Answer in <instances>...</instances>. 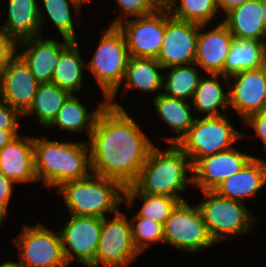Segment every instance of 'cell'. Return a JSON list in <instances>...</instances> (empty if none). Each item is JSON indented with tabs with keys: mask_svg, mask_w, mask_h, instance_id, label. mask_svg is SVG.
<instances>
[{
	"mask_svg": "<svg viewBox=\"0 0 266 267\" xmlns=\"http://www.w3.org/2000/svg\"><path fill=\"white\" fill-rule=\"evenodd\" d=\"M152 98V103L160 119L177 134L170 137H160L161 140L169 144H178L189 132L196 118L192 113L190 102L166 96L164 93H159Z\"/></svg>",
	"mask_w": 266,
	"mask_h": 267,
	"instance_id": "cell-22",
	"label": "cell"
},
{
	"mask_svg": "<svg viewBox=\"0 0 266 267\" xmlns=\"http://www.w3.org/2000/svg\"><path fill=\"white\" fill-rule=\"evenodd\" d=\"M264 56V60H263V68L265 69L266 71V55H263Z\"/></svg>",
	"mask_w": 266,
	"mask_h": 267,
	"instance_id": "cell-47",
	"label": "cell"
},
{
	"mask_svg": "<svg viewBox=\"0 0 266 267\" xmlns=\"http://www.w3.org/2000/svg\"><path fill=\"white\" fill-rule=\"evenodd\" d=\"M254 156L232 147L199 159L193 165V185L199 190H214L223 180L239 172Z\"/></svg>",
	"mask_w": 266,
	"mask_h": 267,
	"instance_id": "cell-16",
	"label": "cell"
},
{
	"mask_svg": "<svg viewBox=\"0 0 266 267\" xmlns=\"http://www.w3.org/2000/svg\"><path fill=\"white\" fill-rule=\"evenodd\" d=\"M222 22L234 38L263 40L261 0H250L228 12Z\"/></svg>",
	"mask_w": 266,
	"mask_h": 267,
	"instance_id": "cell-26",
	"label": "cell"
},
{
	"mask_svg": "<svg viewBox=\"0 0 266 267\" xmlns=\"http://www.w3.org/2000/svg\"><path fill=\"white\" fill-rule=\"evenodd\" d=\"M16 53V42L0 28V69Z\"/></svg>",
	"mask_w": 266,
	"mask_h": 267,
	"instance_id": "cell-38",
	"label": "cell"
},
{
	"mask_svg": "<svg viewBox=\"0 0 266 267\" xmlns=\"http://www.w3.org/2000/svg\"><path fill=\"white\" fill-rule=\"evenodd\" d=\"M166 9L118 25L123 32L131 57L157 58L165 33Z\"/></svg>",
	"mask_w": 266,
	"mask_h": 267,
	"instance_id": "cell-13",
	"label": "cell"
},
{
	"mask_svg": "<svg viewBox=\"0 0 266 267\" xmlns=\"http://www.w3.org/2000/svg\"><path fill=\"white\" fill-rule=\"evenodd\" d=\"M15 182L7 178L0 172V205L5 206L9 210L10 200L14 193Z\"/></svg>",
	"mask_w": 266,
	"mask_h": 267,
	"instance_id": "cell-39",
	"label": "cell"
},
{
	"mask_svg": "<svg viewBox=\"0 0 266 267\" xmlns=\"http://www.w3.org/2000/svg\"><path fill=\"white\" fill-rule=\"evenodd\" d=\"M112 216L102 218L95 267H128L141 256L132 240L129 216L120 210Z\"/></svg>",
	"mask_w": 266,
	"mask_h": 267,
	"instance_id": "cell-10",
	"label": "cell"
},
{
	"mask_svg": "<svg viewBox=\"0 0 266 267\" xmlns=\"http://www.w3.org/2000/svg\"><path fill=\"white\" fill-rule=\"evenodd\" d=\"M80 54L78 42L67 39L51 79L52 83L71 94L80 91L83 87L85 75L83 71H86V62Z\"/></svg>",
	"mask_w": 266,
	"mask_h": 267,
	"instance_id": "cell-25",
	"label": "cell"
},
{
	"mask_svg": "<svg viewBox=\"0 0 266 267\" xmlns=\"http://www.w3.org/2000/svg\"><path fill=\"white\" fill-rule=\"evenodd\" d=\"M201 192L204 197L197 205L215 243L253 231L257 219L245 202L222 197L213 190Z\"/></svg>",
	"mask_w": 266,
	"mask_h": 267,
	"instance_id": "cell-6",
	"label": "cell"
},
{
	"mask_svg": "<svg viewBox=\"0 0 266 267\" xmlns=\"http://www.w3.org/2000/svg\"><path fill=\"white\" fill-rule=\"evenodd\" d=\"M7 20L2 28L16 42L42 35L39 0H8Z\"/></svg>",
	"mask_w": 266,
	"mask_h": 267,
	"instance_id": "cell-21",
	"label": "cell"
},
{
	"mask_svg": "<svg viewBox=\"0 0 266 267\" xmlns=\"http://www.w3.org/2000/svg\"><path fill=\"white\" fill-rule=\"evenodd\" d=\"M77 1H79L81 4H84V5H85L88 1L91 2L90 0H77Z\"/></svg>",
	"mask_w": 266,
	"mask_h": 267,
	"instance_id": "cell-48",
	"label": "cell"
},
{
	"mask_svg": "<svg viewBox=\"0 0 266 267\" xmlns=\"http://www.w3.org/2000/svg\"><path fill=\"white\" fill-rule=\"evenodd\" d=\"M132 240L137 251L142 253L153 244L163 243V224L150 218L141 217L137 213L130 218Z\"/></svg>",
	"mask_w": 266,
	"mask_h": 267,
	"instance_id": "cell-34",
	"label": "cell"
},
{
	"mask_svg": "<svg viewBox=\"0 0 266 267\" xmlns=\"http://www.w3.org/2000/svg\"><path fill=\"white\" fill-rule=\"evenodd\" d=\"M228 85L229 106L242 121L263 111L266 106V71L263 67L232 75Z\"/></svg>",
	"mask_w": 266,
	"mask_h": 267,
	"instance_id": "cell-14",
	"label": "cell"
},
{
	"mask_svg": "<svg viewBox=\"0 0 266 267\" xmlns=\"http://www.w3.org/2000/svg\"><path fill=\"white\" fill-rule=\"evenodd\" d=\"M71 95L65 89L60 88L55 83H41L38 86L35 97L30 107L23 113V117L35 116L37 122L48 127L56 118L57 113Z\"/></svg>",
	"mask_w": 266,
	"mask_h": 267,
	"instance_id": "cell-29",
	"label": "cell"
},
{
	"mask_svg": "<svg viewBox=\"0 0 266 267\" xmlns=\"http://www.w3.org/2000/svg\"><path fill=\"white\" fill-rule=\"evenodd\" d=\"M107 104V98H104L103 101L100 100L95 110L89 112L81 100L75 94H71L47 128L56 126L62 131L67 130L74 134H80L86 130V135L90 138L98 115Z\"/></svg>",
	"mask_w": 266,
	"mask_h": 267,
	"instance_id": "cell-24",
	"label": "cell"
},
{
	"mask_svg": "<svg viewBox=\"0 0 266 267\" xmlns=\"http://www.w3.org/2000/svg\"><path fill=\"white\" fill-rule=\"evenodd\" d=\"M140 127L126 109L107 104L88 139L92 173L132 185L155 145Z\"/></svg>",
	"mask_w": 266,
	"mask_h": 267,
	"instance_id": "cell-1",
	"label": "cell"
},
{
	"mask_svg": "<svg viewBox=\"0 0 266 267\" xmlns=\"http://www.w3.org/2000/svg\"><path fill=\"white\" fill-rule=\"evenodd\" d=\"M207 77H201L198 87L194 92L191 100L193 111L198 110V113L208 116H221L225 114L229 106V89L225 88V84L220 82L221 74H206ZM211 77V78H210ZM221 108L225 109L221 113Z\"/></svg>",
	"mask_w": 266,
	"mask_h": 267,
	"instance_id": "cell-27",
	"label": "cell"
},
{
	"mask_svg": "<svg viewBox=\"0 0 266 267\" xmlns=\"http://www.w3.org/2000/svg\"><path fill=\"white\" fill-rule=\"evenodd\" d=\"M262 5V17H263V33L266 37V0H261Z\"/></svg>",
	"mask_w": 266,
	"mask_h": 267,
	"instance_id": "cell-43",
	"label": "cell"
},
{
	"mask_svg": "<svg viewBox=\"0 0 266 267\" xmlns=\"http://www.w3.org/2000/svg\"><path fill=\"white\" fill-rule=\"evenodd\" d=\"M139 198L140 201L142 200V203H140L141 207L137 211V214L162 224L166 222L173 209L180 202L178 199L168 196L142 193L133 184L125 187L124 204L128 208H132L135 203L134 201Z\"/></svg>",
	"mask_w": 266,
	"mask_h": 267,
	"instance_id": "cell-31",
	"label": "cell"
},
{
	"mask_svg": "<svg viewBox=\"0 0 266 267\" xmlns=\"http://www.w3.org/2000/svg\"><path fill=\"white\" fill-rule=\"evenodd\" d=\"M166 148L164 151L157 145L151 148L133 185L142 193L186 201L181 195L193 186V165L177 144H169Z\"/></svg>",
	"mask_w": 266,
	"mask_h": 267,
	"instance_id": "cell-3",
	"label": "cell"
},
{
	"mask_svg": "<svg viewBox=\"0 0 266 267\" xmlns=\"http://www.w3.org/2000/svg\"><path fill=\"white\" fill-rule=\"evenodd\" d=\"M39 84L17 53L0 69V97L22 114L32 104Z\"/></svg>",
	"mask_w": 266,
	"mask_h": 267,
	"instance_id": "cell-15",
	"label": "cell"
},
{
	"mask_svg": "<svg viewBox=\"0 0 266 267\" xmlns=\"http://www.w3.org/2000/svg\"><path fill=\"white\" fill-rule=\"evenodd\" d=\"M101 33L97 49L89 62H86V69L94 77L108 104L126 109L115 101L130 57L126 39L118 26H108Z\"/></svg>",
	"mask_w": 266,
	"mask_h": 267,
	"instance_id": "cell-5",
	"label": "cell"
},
{
	"mask_svg": "<svg viewBox=\"0 0 266 267\" xmlns=\"http://www.w3.org/2000/svg\"><path fill=\"white\" fill-rule=\"evenodd\" d=\"M262 43H263V55H266V37H263Z\"/></svg>",
	"mask_w": 266,
	"mask_h": 267,
	"instance_id": "cell-46",
	"label": "cell"
},
{
	"mask_svg": "<svg viewBox=\"0 0 266 267\" xmlns=\"http://www.w3.org/2000/svg\"><path fill=\"white\" fill-rule=\"evenodd\" d=\"M242 123L253 129L256 137L263 142L264 151H266V116L262 113H256L250 115Z\"/></svg>",
	"mask_w": 266,
	"mask_h": 267,
	"instance_id": "cell-37",
	"label": "cell"
},
{
	"mask_svg": "<svg viewBox=\"0 0 266 267\" xmlns=\"http://www.w3.org/2000/svg\"><path fill=\"white\" fill-rule=\"evenodd\" d=\"M263 60L262 40L234 38L220 73L221 77L228 86L229 77L242 71L263 67Z\"/></svg>",
	"mask_w": 266,
	"mask_h": 267,
	"instance_id": "cell-28",
	"label": "cell"
},
{
	"mask_svg": "<svg viewBox=\"0 0 266 267\" xmlns=\"http://www.w3.org/2000/svg\"><path fill=\"white\" fill-rule=\"evenodd\" d=\"M266 185V160L253 157L239 172L223 180L213 191L218 195L244 202Z\"/></svg>",
	"mask_w": 266,
	"mask_h": 267,
	"instance_id": "cell-20",
	"label": "cell"
},
{
	"mask_svg": "<svg viewBox=\"0 0 266 267\" xmlns=\"http://www.w3.org/2000/svg\"><path fill=\"white\" fill-rule=\"evenodd\" d=\"M23 114L0 97V130H19Z\"/></svg>",
	"mask_w": 266,
	"mask_h": 267,
	"instance_id": "cell-36",
	"label": "cell"
},
{
	"mask_svg": "<svg viewBox=\"0 0 266 267\" xmlns=\"http://www.w3.org/2000/svg\"><path fill=\"white\" fill-rule=\"evenodd\" d=\"M8 212L9 211L5 206L0 205V227L6 220L7 216H9Z\"/></svg>",
	"mask_w": 266,
	"mask_h": 267,
	"instance_id": "cell-44",
	"label": "cell"
},
{
	"mask_svg": "<svg viewBox=\"0 0 266 267\" xmlns=\"http://www.w3.org/2000/svg\"><path fill=\"white\" fill-rule=\"evenodd\" d=\"M261 113L266 116V106L264 107V109Z\"/></svg>",
	"mask_w": 266,
	"mask_h": 267,
	"instance_id": "cell-49",
	"label": "cell"
},
{
	"mask_svg": "<svg viewBox=\"0 0 266 267\" xmlns=\"http://www.w3.org/2000/svg\"><path fill=\"white\" fill-rule=\"evenodd\" d=\"M0 172L16 184L38 183L34 170V136L18 135L0 150Z\"/></svg>",
	"mask_w": 266,
	"mask_h": 267,
	"instance_id": "cell-19",
	"label": "cell"
},
{
	"mask_svg": "<svg viewBox=\"0 0 266 267\" xmlns=\"http://www.w3.org/2000/svg\"><path fill=\"white\" fill-rule=\"evenodd\" d=\"M206 27L209 26L199 25L195 64L207 74H220L234 36L221 20L212 29Z\"/></svg>",
	"mask_w": 266,
	"mask_h": 267,
	"instance_id": "cell-17",
	"label": "cell"
},
{
	"mask_svg": "<svg viewBox=\"0 0 266 267\" xmlns=\"http://www.w3.org/2000/svg\"><path fill=\"white\" fill-rule=\"evenodd\" d=\"M69 221L59 230L68 265L76 261L95 267V257L102 229V218L70 214Z\"/></svg>",
	"mask_w": 266,
	"mask_h": 267,
	"instance_id": "cell-11",
	"label": "cell"
},
{
	"mask_svg": "<svg viewBox=\"0 0 266 267\" xmlns=\"http://www.w3.org/2000/svg\"><path fill=\"white\" fill-rule=\"evenodd\" d=\"M0 267H25L20 261L14 262V261H3L2 264H0Z\"/></svg>",
	"mask_w": 266,
	"mask_h": 267,
	"instance_id": "cell-45",
	"label": "cell"
},
{
	"mask_svg": "<svg viewBox=\"0 0 266 267\" xmlns=\"http://www.w3.org/2000/svg\"><path fill=\"white\" fill-rule=\"evenodd\" d=\"M39 2L41 4L39 6H42L44 11H46H42L43 8L39 7L41 30L43 31V23L49 20L59 31L62 39L66 38L71 41H77L72 11L75 10V15L79 16L83 4L77 0H39Z\"/></svg>",
	"mask_w": 266,
	"mask_h": 267,
	"instance_id": "cell-30",
	"label": "cell"
},
{
	"mask_svg": "<svg viewBox=\"0 0 266 267\" xmlns=\"http://www.w3.org/2000/svg\"><path fill=\"white\" fill-rule=\"evenodd\" d=\"M226 114L196 117L189 132L177 144L190 158L192 165L199 159L228 150L247 134L237 130Z\"/></svg>",
	"mask_w": 266,
	"mask_h": 267,
	"instance_id": "cell-7",
	"label": "cell"
},
{
	"mask_svg": "<svg viewBox=\"0 0 266 267\" xmlns=\"http://www.w3.org/2000/svg\"><path fill=\"white\" fill-rule=\"evenodd\" d=\"M163 243L176 250L198 253L215 245L198 205L182 201L163 224Z\"/></svg>",
	"mask_w": 266,
	"mask_h": 267,
	"instance_id": "cell-8",
	"label": "cell"
},
{
	"mask_svg": "<svg viewBox=\"0 0 266 267\" xmlns=\"http://www.w3.org/2000/svg\"><path fill=\"white\" fill-rule=\"evenodd\" d=\"M198 34V24L174 18L166 9L164 39L156 60L164 69L194 64Z\"/></svg>",
	"mask_w": 266,
	"mask_h": 267,
	"instance_id": "cell-12",
	"label": "cell"
},
{
	"mask_svg": "<svg viewBox=\"0 0 266 267\" xmlns=\"http://www.w3.org/2000/svg\"><path fill=\"white\" fill-rule=\"evenodd\" d=\"M250 0H217V7L219 10V15L220 10L223 11L225 16L228 12H230L231 10L240 7L241 5H243L244 3L248 2Z\"/></svg>",
	"mask_w": 266,
	"mask_h": 267,
	"instance_id": "cell-40",
	"label": "cell"
},
{
	"mask_svg": "<svg viewBox=\"0 0 266 267\" xmlns=\"http://www.w3.org/2000/svg\"><path fill=\"white\" fill-rule=\"evenodd\" d=\"M19 133V130H0V150L20 135Z\"/></svg>",
	"mask_w": 266,
	"mask_h": 267,
	"instance_id": "cell-41",
	"label": "cell"
},
{
	"mask_svg": "<svg viewBox=\"0 0 266 267\" xmlns=\"http://www.w3.org/2000/svg\"><path fill=\"white\" fill-rule=\"evenodd\" d=\"M156 10H165L169 8L170 0H148Z\"/></svg>",
	"mask_w": 266,
	"mask_h": 267,
	"instance_id": "cell-42",
	"label": "cell"
},
{
	"mask_svg": "<svg viewBox=\"0 0 266 267\" xmlns=\"http://www.w3.org/2000/svg\"><path fill=\"white\" fill-rule=\"evenodd\" d=\"M124 189L115 179L91 173L87 178L63 183L56 194L63 196L70 214L104 218L124 205Z\"/></svg>",
	"mask_w": 266,
	"mask_h": 267,
	"instance_id": "cell-4",
	"label": "cell"
},
{
	"mask_svg": "<svg viewBox=\"0 0 266 267\" xmlns=\"http://www.w3.org/2000/svg\"><path fill=\"white\" fill-rule=\"evenodd\" d=\"M164 67L155 58L129 57L123 90H137L143 93L153 92L156 97L163 91ZM160 91V92H159ZM157 93V94H156Z\"/></svg>",
	"mask_w": 266,
	"mask_h": 267,
	"instance_id": "cell-23",
	"label": "cell"
},
{
	"mask_svg": "<svg viewBox=\"0 0 266 267\" xmlns=\"http://www.w3.org/2000/svg\"><path fill=\"white\" fill-rule=\"evenodd\" d=\"M195 63L192 65L174 66L164 70L168 71L164 74L163 90L166 96L189 101L193 98L201 73Z\"/></svg>",
	"mask_w": 266,
	"mask_h": 267,
	"instance_id": "cell-32",
	"label": "cell"
},
{
	"mask_svg": "<svg viewBox=\"0 0 266 267\" xmlns=\"http://www.w3.org/2000/svg\"><path fill=\"white\" fill-rule=\"evenodd\" d=\"M168 11L174 18L198 25H209L219 13L217 0H170Z\"/></svg>",
	"mask_w": 266,
	"mask_h": 267,
	"instance_id": "cell-33",
	"label": "cell"
},
{
	"mask_svg": "<svg viewBox=\"0 0 266 267\" xmlns=\"http://www.w3.org/2000/svg\"><path fill=\"white\" fill-rule=\"evenodd\" d=\"M115 2L119 6L120 15L115 20H112L110 26H118L122 22L129 20L130 17L131 19L144 17L156 11L148 0H115Z\"/></svg>",
	"mask_w": 266,
	"mask_h": 267,
	"instance_id": "cell-35",
	"label": "cell"
},
{
	"mask_svg": "<svg viewBox=\"0 0 266 267\" xmlns=\"http://www.w3.org/2000/svg\"><path fill=\"white\" fill-rule=\"evenodd\" d=\"M13 239L19 261L25 267H68L59 230L53 231L42 223L24 225Z\"/></svg>",
	"mask_w": 266,
	"mask_h": 267,
	"instance_id": "cell-9",
	"label": "cell"
},
{
	"mask_svg": "<svg viewBox=\"0 0 266 267\" xmlns=\"http://www.w3.org/2000/svg\"><path fill=\"white\" fill-rule=\"evenodd\" d=\"M35 36L16 43V53L29 66L31 72L41 83H50L55 71V67L59 62L61 49L67 43L64 41H57V39L42 38ZM23 50L18 52V49ZM25 49V50H24Z\"/></svg>",
	"mask_w": 266,
	"mask_h": 267,
	"instance_id": "cell-18",
	"label": "cell"
},
{
	"mask_svg": "<svg viewBox=\"0 0 266 267\" xmlns=\"http://www.w3.org/2000/svg\"><path fill=\"white\" fill-rule=\"evenodd\" d=\"M34 170L38 182L49 189L87 178L92 173L88 141L59 142L34 136Z\"/></svg>",
	"mask_w": 266,
	"mask_h": 267,
	"instance_id": "cell-2",
	"label": "cell"
}]
</instances>
